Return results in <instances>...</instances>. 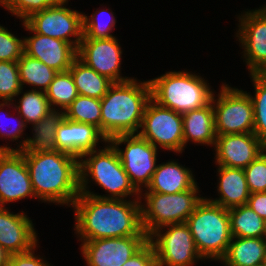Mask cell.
<instances>
[{"label": "cell", "instance_id": "cell-25", "mask_svg": "<svg viewBox=\"0 0 266 266\" xmlns=\"http://www.w3.org/2000/svg\"><path fill=\"white\" fill-rule=\"evenodd\" d=\"M266 250V238L232 237L224 257L225 266L262 265Z\"/></svg>", "mask_w": 266, "mask_h": 266}, {"label": "cell", "instance_id": "cell-45", "mask_svg": "<svg viewBox=\"0 0 266 266\" xmlns=\"http://www.w3.org/2000/svg\"><path fill=\"white\" fill-rule=\"evenodd\" d=\"M262 265L266 266V250H265V255L263 257Z\"/></svg>", "mask_w": 266, "mask_h": 266}, {"label": "cell", "instance_id": "cell-24", "mask_svg": "<svg viewBox=\"0 0 266 266\" xmlns=\"http://www.w3.org/2000/svg\"><path fill=\"white\" fill-rule=\"evenodd\" d=\"M59 110L52 109L49 113L41 119L38 123L33 124V139L30 137L23 140L14 151L21 152H34V153H47L55 152L56 140L55 133L58 124L64 118V112H58Z\"/></svg>", "mask_w": 266, "mask_h": 266}, {"label": "cell", "instance_id": "cell-23", "mask_svg": "<svg viewBox=\"0 0 266 266\" xmlns=\"http://www.w3.org/2000/svg\"><path fill=\"white\" fill-rule=\"evenodd\" d=\"M184 147L191 140L194 143L215 145L216 130L212 102L200 109L182 114Z\"/></svg>", "mask_w": 266, "mask_h": 266}, {"label": "cell", "instance_id": "cell-22", "mask_svg": "<svg viewBox=\"0 0 266 266\" xmlns=\"http://www.w3.org/2000/svg\"><path fill=\"white\" fill-rule=\"evenodd\" d=\"M196 184L192 171L174 161L157 165L146 192L174 194L191 189Z\"/></svg>", "mask_w": 266, "mask_h": 266}, {"label": "cell", "instance_id": "cell-15", "mask_svg": "<svg viewBox=\"0 0 266 266\" xmlns=\"http://www.w3.org/2000/svg\"><path fill=\"white\" fill-rule=\"evenodd\" d=\"M29 196L36 198L23 153L2 151L0 153V207Z\"/></svg>", "mask_w": 266, "mask_h": 266}, {"label": "cell", "instance_id": "cell-29", "mask_svg": "<svg viewBox=\"0 0 266 266\" xmlns=\"http://www.w3.org/2000/svg\"><path fill=\"white\" fill-rule=\"evenodd\" d=\"M64 117L73 122L92 124L101 131V100L78 95L65 109Z\"/></svg>", "mask_w": 266, "mask_h": 266}, {"label": "cell", "instance_id": "cell-16", "mask_svg": "<svg viewBox=\"0 0 266 266\" xmlns=\"http://www.w3.org/2000/svg\"><path fill=\"white\" fill-rule=\"evenodd\" d=\"M239 22L237 37L245 49L246 64L250 73H257L266 64V6L245 11Z\"/></svg>", "mask_w": 266, "mask_h": 266}, {"label": "cell", "instance_id": "cell-8", "mask_svg": "<svg viewBox=\"0 0 266 266\" xmlns=\"http://www.w3.org/2000/svg\"><path fill=\"white\" fill-rule=\"evenodd\" d=\"M216 100L213 95L217 135L254 132V107L249 93L223 84Z\"/></svg>", "mask_w": 266, "mask_h": 266}, {"label": "cell", "instance_id": "cell-21", "mask_svg": "<svg viewBox=\"0 0 266 266\" xmlns=\"http://www.w3.org/2000/svg\"><path fill=\"white\" fill-rule=\"evenodd\" d=\"M218 173L219 186L217 191L220 192V198L208 200L226 209L246 205L251 193L246 182L244 169L219 166Z\"/></svg>", "mask_w": 266, "mask_h": 266}, {"label": "cell", "instance_id": "cell-26", "mask_svg": "<svg viewBox=\"0 0 266 266\" xmlns=\"http://www.w3.org/2000/svg\"><path fill=\"white\" fill-rule=\"evenodd\" d=\"M69 71L73 76L78 95L81 96L101 100L113 84L111 80L88 67L78 57L73 61Z\"/></svg>", "mask_w": 266, "mask_h": 266}, {"label": "cell", "instance_id": "cell-7", "mask_svg": "<svg viewBox=\"0 0 266 266\" xmlns=\"http://www.w3.org/2000/svg\"><path fill=\"white\" fill-rule=\"evenodd\" d=\"M198 189L195 184L187 191L174 194L144 193L146 204L141 205V223L147 236L164 226L186 222L203 199L197 196Z\"/></svg>", "mask_w": 266, "mask_h": 266}, {"label": "cell", "instance_id": "cell-40", "mask_svg": "<svg viewBox=\"0 0 266 266\" xmlns=\"http://www.w3.org/2000/svg\"><path fill=\"white\" fill-rule=\"evenodd\" d=\"M247 205L266 221V192L251 193Z\"/></svg>", "mask_w": 266, "mask_h": 266}, {"label": "cell", "instance_id": "cell-32", "mask_svg": "<svg viewBox=\"0 0 266 266\" xmlns=\"http://www.w3.org/2000/svg\"><path fill=\"white\" fill-rule=\"evenodd\" d=\"M255 88V97L251 96L254 107V134L266 147V78L250 73Z\"/></svg>", "mask_w": 266, "mask_h": 266}, {"label": "cell", "instance_id": "cell-33", "mask_svg": "<svg viewBox=\"0 0 266 266\" xmlns=\"http://www.w3.org/2000/svg\"><path fill=\"white\" fill-rule=\"evenodd\" d=\"M21 90L17 62L0 61V99L12 102Z\"/></svg>", "mask_w": 266, "mask_h": 266}, {"label": "cell", "instance_id": "cell-30", "mask_svg": "<svg viewBox=\"0 0 266 266\" xmlns=\"http://www.w3.org/2000/svg\"><path fill=\"white\" fill-rule=\"evenodd\" d=\"M19 100V105H15V109L20 114L18 117L20 116L25 123L36 124L52 110L46 92L34 88L23 93Z\"/></svg>", "mask_w": 266, "mask_h": 266}, {"label": "cell", "instance_id": "cell-4", "mask_svg": "<svg viewBox=\"0 0 266 266\" xmlns=\"http://www.w3.org/2000/svg\"><path fill=\"white\" fill-rule=\"evenodd\" d=\"M102 150H94L86 153L79 160V190L80 194H88L100 198L124 199V197L140 195L130 182L129 176L123 169L119 154L116 148L108 142ZM90 176L93 181L100 187L110 193L108 196L94 194L87 190L88 178ZM87 186V187H86Z\"/></svg>", "mask_w": 266, "mask_h": 266}, {"label": "cell", "instance_id": "cell-17", "mask_svg": "<svg viewBox=\"0 0 266 266\" xmlns=\"http://www.w3.org/2000/svg\"><path fill=\"white\" fill-rule=\"evenodd\" d=\"M215 157L218 166L245 169L266 147L254 133L217 135Z\"/></svg>", "mask_w": 266, "mask_h": 266}, {"label": "cell", "instance_id": "cell-6", "mask_svg": "<svg viewBox=\"0 0 266 266\" xmlns=\"http://www.w3.org/2000/svg\"><path fill=\"white\" fill-rule=\"evenodd\" d=\"M202 258L221 260L231 242L228 209L203 198L186 221Z\"/></svg>", "mask_w": 266, "mask_h": 266}, {"label": "cell", "instance_id": "cell-41", "mask_svg": "<svg viewBox=\"0 0 266 266\" xmlns=\"http://www.w3.org/2000/svg\"><path fill=\"white\" fill-rule=\"evenodd\" d=\"M9 103V104H8ZM10 101H4V103H0V109H2L5 105H7V106H10ZM1 106H2V108H1ZM1 117V116H0ZM1 119V118H0ZM20 119L21 120H19L18 121V124H17V126L14 128H12V126L10 125V126H8L9 128H8V131H6V129H4L5 131L4 132H2L1 133V130H0V136H3V138H11V141L13 140H18V138H20V136L22 135V133H23V131H24V129H25V127H26V123H25V121L20 117ZM2 121V120H1ZM2 125H0V127H1ZM2 127H5V126H2ZM1 127V128H2ZM0 128V129H1ZM7 128V127H6ZM13 129V130H12ZM3 130V129H2Z\"/></svg>", "mask_w": 266, "mask_h": 266}, {"label": "cell", "instance_id": "cell-2", "mask_svg": "<svg viewBox=\"0 0 266 266\" xmlns=\"http://www.w3.org/2000/svg\"><path fill=\"white\" fill-rule=\"evenodd\" d=\"M22 153L36 198L73 205L80 194L79 159L61 151Z\"/></svg>", "mask_w": 266, "mask_h": 266}, {"label": "cell", "instance_id": "cell-44", "mask_svg": "<svg viewBox=\"0 0 266 266\" xmlns=\"http://www.w3.org/2000/svg\"><path fill=\"white\" fill-rule=\"evenodd\" d=\"M2 151H14V149L11 147H7V146H0V153Z\"/></svg>", "mask_w": 266, "mask_h": 266}, {"label": "cell", "instance_id": "cell-11", "mask_svg": "<svg viewBox=\"0 0 266 266\" xmlns=\"http://www.w3.org/2000/svg\"><path fill=\"white\" fill-rule=\"evenodd\" d=\"M66 2L33 13L23 21L26 30L60 39L72 44L77 50L83 38L82 13L66 8ZM71 36L75 40H71Z\"/></svg>", "mask_w": 266, "mask_h": 266}, {"label": "cell", "instance_id": "cell-12", "mask_svg": "<svg viewBox=\"0 0 266 266\" xmlns=\"http://www.w3.org/2000/svg\"><path fill=\"white\" fill-rule=\"evenodd\" d=\"M164 228L169 229L165 233L157 229L148 237L155 250L157 266H192L196 259H203L186 222Z\"/></svg>", "mask_w": 266, "mask_h": 266}, {"label": "cell", "instance_id": "cell-31", "mask_svg": "<svg viewBox=\"0 0 266 266\" xmlns=\"http://www.w3.org/2000/svg\"><path fill=\"white\" fill-rule=\"evenodd\" d=\"M78 96L71 72H58L46 91V97L52 109L60 106L63 112Z\"/></svg>", "mask_w": 266, "mask_h": 266}, {"label": "cell", "instance_id": "cell-20", "mask_svg": "<svg viewBox=\"0 0 266 266\" xmlns=\"http://www.w3.org/2000/svg\"><path fill=\"white\" fill-rule=\"evenodd\" d=\"M37 242L33 223L24 212L13 214L0 207V245L9 255L29 251Z\"/></svg>", "mask_w": 266, "mask_h": 266}, {"label": "cell", "instance_id": "cell-13", "mask_svg": "<svg viewBox=\"0 0 266 266\" xmlns=\"http://www.w3.org/2000/svg\"><path fill=\"white\" fill-rule=\"evenodd\" d=\"M148 236H128L83 241L81 252L87 266H122L147 242Z\"/></svg>", "mask_w": 266, "mask_h": 266}, {"label": "cell", "instance_id": "cell-38", "mask_svg": "<svg viewBox=\"0 0 266 266\" xmlns=\"http://www.w3.org/2000/svg\"><path fill=\"white\" fill-rule=\"evenodd\" d=\"M122 266H157L153 245L148 241Z\"/></svg>", "mask_w": 266, "mask_h": 266}, {"label": "cell", "instance_id": "cell-9", "mask_svg": "<svg viewBox=\"0 0 266 266\" xmlns=\"http://www.w3.org/2000/svg\"><path fill=\"white\" fill-rule=\"evenodd\" d=\"M117 150L123 169L130 182L141 193V185L147 188L156 170L157 149L139 134H123L112 137L109 141ZM127 143L125 149L119 145Z\"/></svg>", "mask_w": 266, "mask_h": 266}, {"label": "cell", "instance_id": "cell-10", "mask_svg": "<svg viewBox=\"0 0 266 266\" xmlns=\"http://www.w3.org/2000/svg\"><path fill=\"white\" fill-rule=\"evenodd\" d=\"M140 128L138 134L156 148L160 145L177 153L184 150L182 114L160 106L152 99L145 107Z\"/></svg>", "mask_w": 266, "mask_h": 266}, {"label": "cell", "instance_id": "cell-19", "mask_svg": "<svg viewBox=\"0 0 266 266\" xmlns=\"http://www.w3.org/2000/svg\"><path fill=\"white\" fill-rule=\"evenodd\" d=\"M55 134L57 151L68 153L79 160L84 154L96 150L100 139L108 143L96 126L73 122L65 117L58 124Z\"/></svg>", "mask_w": 266, "mask_h": 266}, {"label": "cell", "instance_id": "cell-39", "mask_svg": "<svg viewBox=\"0 0 266 266\" xmlns=\"http://www.w3.org/2000/svg\"><path fill=\"white\" fill-rule=\"evenodd\" d=\"M34 249L35 247L23 253L10 255L8 266H50L45 260L34 256Z\"/></svg>", "mask_w": 266, "mask_h": 266}, {"label": "cell", "instance_id": "cell-34", "mask_svg": "<svg viewBox=\"0 0 266 266\" xmlns=\"http://www.w3.org/2000/svg\"><path fill=\"white\" fill-rule=\"evenodd\" d=\"M107 13L109 11L107 12V10L103 9L96 11L90 18L83 15V38L103 39L114 37L110 32L115 27L116 20L112 12L108 14L110 15L109 19H107L108 21L103 20L104 14L107 15Z\"/></svg>", "mask_w": 266, "mask_h": 266}, {"label": "cell", "instance_id": "cell-5", "mask_svg": "<svg viewBox=\"0 0 266 266\" xmlns=\"http://www.w3.org/2000/svg\"><path fill=\"white\" fill-rule=\"evenodd\" d=\"M190 73L170 71L149 80L151 99L180 114L209 105L213 92L204 78Z\"/></svg>", "mask_w": 266, "mask_h": 266}, {"label": "cell", "instance_id": "cell-18", "mask_svg": "<svg viewBox=\"0 0 266 266\" xmlns=\"http://www.w3.org/2000/svg\"><path fill=\"white\" fill-rule=\"evenodd\" d=\"M24 38V54L40 60L57 72L68 71L77 58V49L70 43L35 32Z\"/></svg>", "mask_w": 266, "mask_h": 266}, {"label": "cell", "instance_id": "cell-28", "mask_svg": "<svg viewBox=\"0 0 266 266\" xmlns=\"http://www.w3.org/2000/svg\"><path fill=\"white\" fill-rule=\"evenodd\" d=\"M20 83L39 87V91L46 92L55 75L58 73L40 60L23 54L17 61ZM41 89V90H40Z\"/></svg>", "mask_w": 266, "mask_h": 266}, {"label": "cell", "instance_id": "cell-37", "mask_svg": "<svg viewBox=\"0 0 266 266\" xmlns=\"http://www.w3.org/2000/svg\"><path fill=\"white\" fill-rule=\"evenodd\" d=\"M24 54V40L0 26V61L17 62Z\"/></svg>", "mask_w": 266, "mask_h": 266}, {"label": "cell", "instance_id": "cell-36", "mask_svg": "<svg viewBox=\"0 0 266 266\" xmlns=\"http://www.w3.org/2000/svg\"><path fill=\"white\" fill-rule=\"evenodd\" d=\"M244 171L250 193L266 192V150L252 161Z\"/></svg>", "mask_w": 266, "mask_h": 266}, {"label": "cell", "instance_id": "cell-35", "mask_svg": "<svg viewBox=\"0 0 266 266\" xmlns=\"http://www.w3.org/2000/svg\"><path fill=\"white\" fill-rule=\"evenodd\" d=\"M63 2L68 0H0V5L24 21L35 12Z\"/></svg>", "mask_w": 266, "mask_h": 266}, {"label": "cell", "instance_id": "cell-27", "mask_svg": "<svg viewBox=\"0 0 266 266\" xmlns=\"http://www.w3.org/2000/svg\"><path fill=\"white\" fill-rule=\"evenodd\" d=\"M232 237L264 238L266 221L247 204L228 209Z\"/></svg>", "mask_w": 266, "mask_h": 266}, {"label": "cell", "instance_id": "cell-42", "mask_svg": "<svg viewBox=\"0 0 266 266\" xmlns=\"http://www.w3.org/2000/svg\"><path fill=\"white\" fill-rule=\"evenodd\" d=\"M9 259V253L0 245V266H8Z\"/></svg>", "mask_w": 266, "mask_h": 266}, {"label": "cell", "instance_id": "cell-14", "mask_svg": "<svg viewBox=\"0 0 266 266\" xmlns=\"http://www.w3.org/2000/svg\"><path fill=\"white\" fill-rule=\"evenodd\" d=\"M121 55L122 50L115 37L103 39L82 38L77 50V57L82 62L113 83H121L132 79L120 75Z\"/></svg>", "mask_w": 266, "mask_h": 266}, {"label": "cell", "instance_id": "cell-3", "mask_svg": "<svg viewBox=\"0 0 266 266\" xmlns=\"http://www.w3.org/2000/svg\"><path fill=\"white\" fill-rule=\"evenodd\" d=\"M151 99L149 81L130 79L113 83L101 99V133L109 141L123 134H138L144 110Z\"/></svg>", "mask_w": 266, "mask_h": 266}, {"label": "cell", "instance_id": "cell-43", "mask_svg": "<svg viewBox=\"0 0 266 266\" xmlns=\"http://www.w3.org/2000/svg\"><path fill=\"white\" fill-rule=\"evenodd\" d=\"M257 74L266 78V64L257 72Z\"/></svg>", "mask_w": 266, "mask_h": 266}, {"label": "cell", "instance_id": "cell-1", "mask_svg": "<svg viewBox=\"0 0 266 266\" xmlns=\"http://www.w3.org/2000/svg\"><path fill=\"white\" fill-rule=\"evenodd\" d=\"M137 201L79 194L75 210V231L80 240L147 236L141 223V197Z\"/></svg>", "mask_w": 266, "mask_h": 266}]
</instances>
